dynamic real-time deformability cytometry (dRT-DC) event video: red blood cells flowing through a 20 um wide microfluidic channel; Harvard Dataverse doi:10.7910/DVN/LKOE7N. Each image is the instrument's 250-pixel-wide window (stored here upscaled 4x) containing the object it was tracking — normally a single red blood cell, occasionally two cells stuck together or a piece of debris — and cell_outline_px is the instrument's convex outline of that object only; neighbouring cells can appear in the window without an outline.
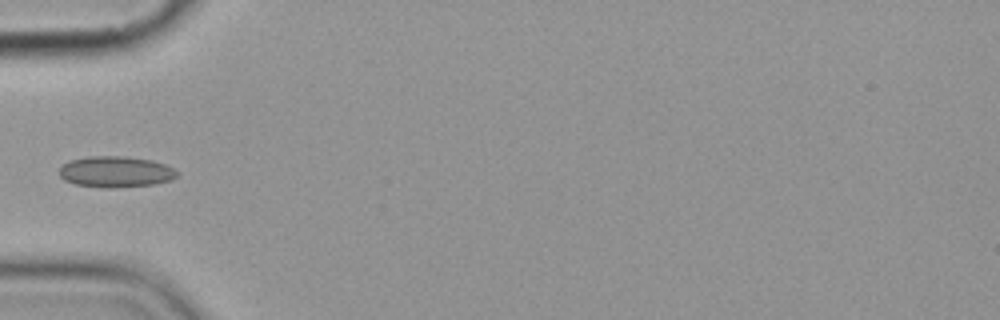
{"species": "common noctule bat (a hibernating species)", "species_latin": "Nyctalus noctula", "temperature_condition": "cold", "stored_images_in_passage": 9, "camera_frame_rate_fps": 3000, "um_per_image_px": 0.085, "animal": {"sex": "female", "body_mass_g": 19.9}, "frame": {"image": 1, "passage_image": 6, "time_ms": 6.0, "image_size_px": [1000, 320], "cell_outline_px": [[176, 176], [172, 180], [152, 184], [112, 188], [104, 188], [76, 184], [64, 180], [60, 176], [60, 168], [68, 160], [88, 156], [124, 156], [152, 160], [164, 164], [172, 168], [176, 172]], "centroid_in_image_um": [9.8, 14.59], "position_along_channel_um": 75.2, "area_um2": 21.21}}
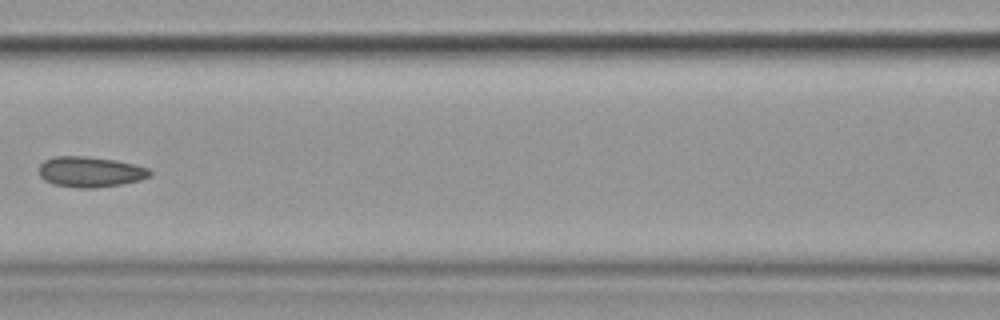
{"frame": {"image": 2, "passage_image": 8, "time_ms": 8.333, "image_size_px": [1000, 320], "cell_outline_px": [[152, 176], [140, 180], [120, 184], [96, 188], [76, 188], [52, 184], [44, 180], [40, 176], [40, 164], [44, 160], [52, 156], [84, 156], [116, 160], [148, 168], [152, 172]], "centroid_in_image_um": [7.66, 14.61], "position_along_channel_um": 158.9, "area_um2": 19.83}}
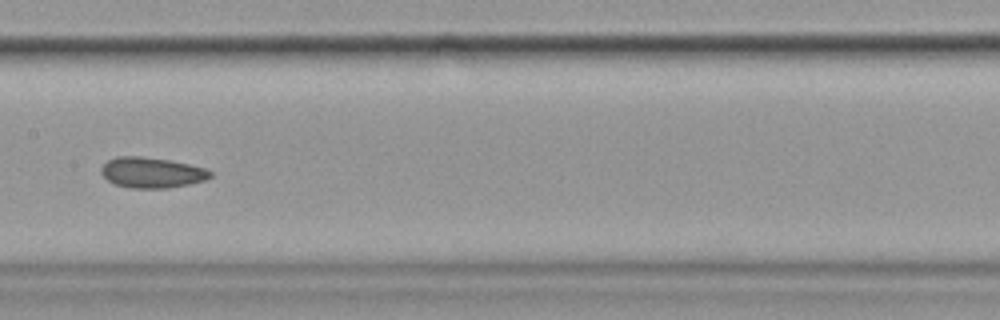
{"frame": {"image": 3, "passage_image": 9, "time_ms": 9.333, "image_size_px": [1000, 320], "cell_outline_px": [[212, 176], [204, 180], [188, 184], [168, 188], [132, 188], [116, 184], [108, 180], [100, 172], [100, 168], [108, 160], [116, 156], [140, 156], [168, 160], [188, 164], [204, 168], [212, 172]], "centroid_in_image_um": [12.88, 14.66], "position_along_channel_um": 194.5, "area_um2": 19.25}}